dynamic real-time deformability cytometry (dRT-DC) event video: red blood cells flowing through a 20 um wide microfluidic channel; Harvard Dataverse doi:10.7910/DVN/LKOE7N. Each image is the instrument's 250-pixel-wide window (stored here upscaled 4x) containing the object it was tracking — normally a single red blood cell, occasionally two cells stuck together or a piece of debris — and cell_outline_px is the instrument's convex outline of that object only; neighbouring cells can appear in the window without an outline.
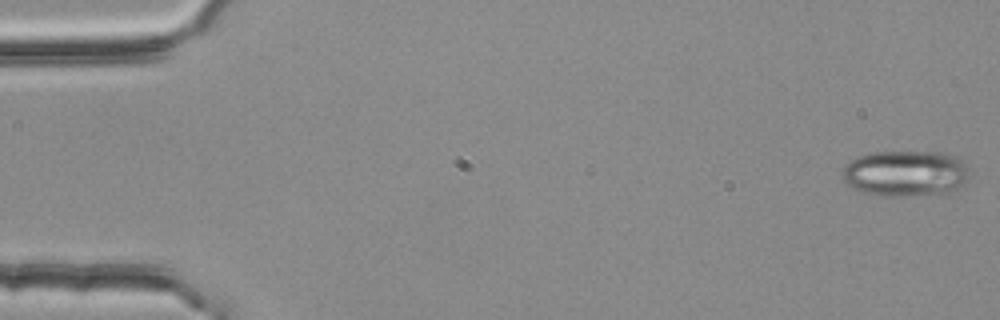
{"species": "common noctule bat (a hibernating species)", "species_latin": "Nyctalus noctula", "temperature_condition": "room temperature", "stored_images_in_passage": 54, "camera_frame_rate_fps": 3000, "um_per_image_px": 0.085, "animal": {"sex": "female", "body_mass_g": 25.1}, "frame": {"image": 1, "passage_image": 1, "time_ms": 0.0, "image_size_px": [1000, 320], "cell_outline_px": [[968, 180], [964, 184], [952, 192], [892, 196], [884, 196], [864, 192], [848, 184], [844, 180], [844, 164], [848, 160], [856, 156], [872, 152], [940, 152], [956, 156], [968, 164]], "centroid_in_image_um": [77.0, 14.71], "position_along_channel_um": 8.0, "area_um2": 34.04}}
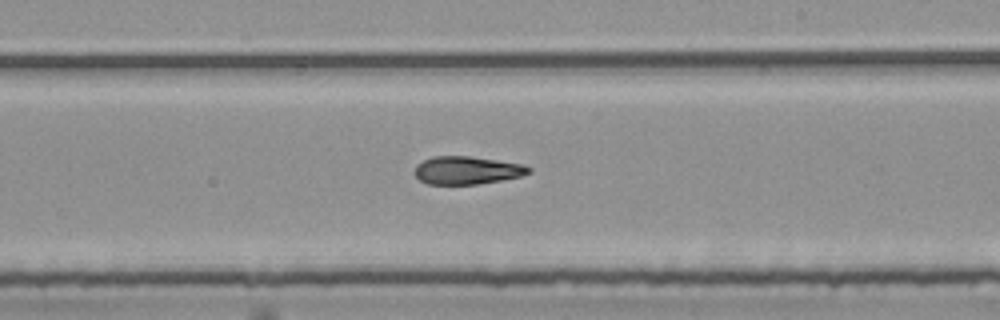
{"frame": {"image": 2, "passage_image": 32, "time_ms": 10.333, "image_size_px": [1000, 320], "cell_outline_px": [[532, 172], [520, 176], [500, 180], [476, 184], [428, 184], [420, 180], [416, 176], [416, 164], [432, 156], [472, 156], [520, 164], [532, 168]], "centroid_in_image_um": [39.68, 14.47], "position_along_channel_um": 249.3, "area_um2": 18.38}}
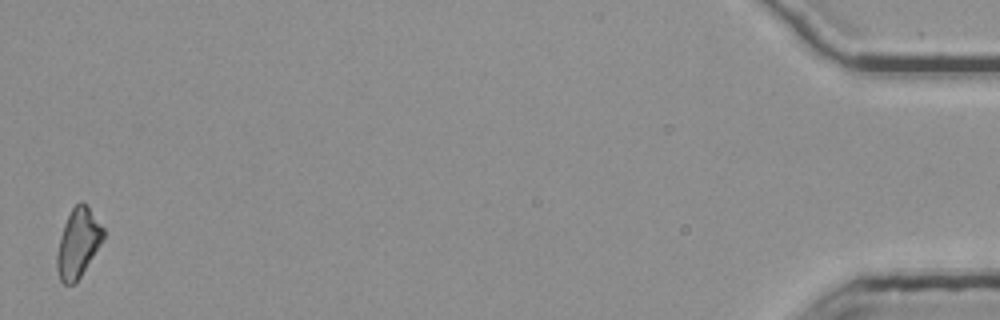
{"frame": {"image": 3, "passage_image": 54, "time_ms": 17.667, "image_size_px": [1000, 320], "cell_outline_px": [[104, 236], [100, 244], [76, 284], [64, 284], [60, 280], [56, 268], [56, 252], [60, 236], [64, 224], [72, 208], [80, 200], [88, 208], [104, 228]], "centroid_in_image_um": [6.6, 20.69], "position_along_channel_um": 428.6, "area_um2": 18.44}, "authors_computed_cell_mechanics": {"area_um2": 19.1029, "velocity_mm_per_s": 3.7729, "shape_relaxation_time_tau1_ms": null, "shape_relaxation_time_tau2_ms": 7.8299, "deformation_change_tau1": null, "deformation_change_tau2": 0.2034}}